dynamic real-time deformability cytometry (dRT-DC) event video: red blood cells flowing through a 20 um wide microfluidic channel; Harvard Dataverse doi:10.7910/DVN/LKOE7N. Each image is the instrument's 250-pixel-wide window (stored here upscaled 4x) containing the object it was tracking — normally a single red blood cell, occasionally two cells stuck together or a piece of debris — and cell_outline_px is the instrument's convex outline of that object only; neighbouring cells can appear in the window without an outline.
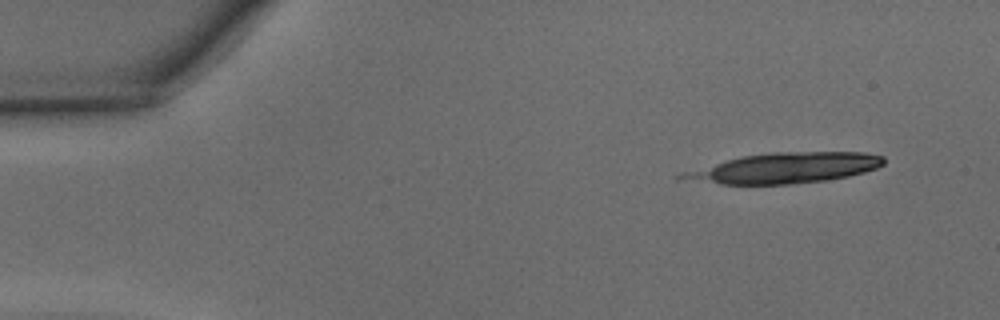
{"species": "common noctule bat (a hibernating species)", "species_latin": "Nyctalus noctula", "temperature_condition": "warm", "stored_images_in_passage": 7, "camera_frame_rate_fps": 3000, "um_per_image_px": 0.085, "animal": {"sex": "male", "body_mass_g": 15.6}, "frame": {"image": 1, "passage_image": 1, "time_ms": 0.0, "image_size_px": [1000, 320], "cell_outline_px": [[884, 164], [876, 168], [864, 172], [848, 176], [828, 180], [788, 184], [720, 184], [676, 180], [676, 176], [680, 172], [740, 156], [772, 152], [864, 152], [884, 156]], "centroid_in_image_um": [66.61, 14.28], "position_along_channel_um": 18.4, "area_um2": 36.01}}